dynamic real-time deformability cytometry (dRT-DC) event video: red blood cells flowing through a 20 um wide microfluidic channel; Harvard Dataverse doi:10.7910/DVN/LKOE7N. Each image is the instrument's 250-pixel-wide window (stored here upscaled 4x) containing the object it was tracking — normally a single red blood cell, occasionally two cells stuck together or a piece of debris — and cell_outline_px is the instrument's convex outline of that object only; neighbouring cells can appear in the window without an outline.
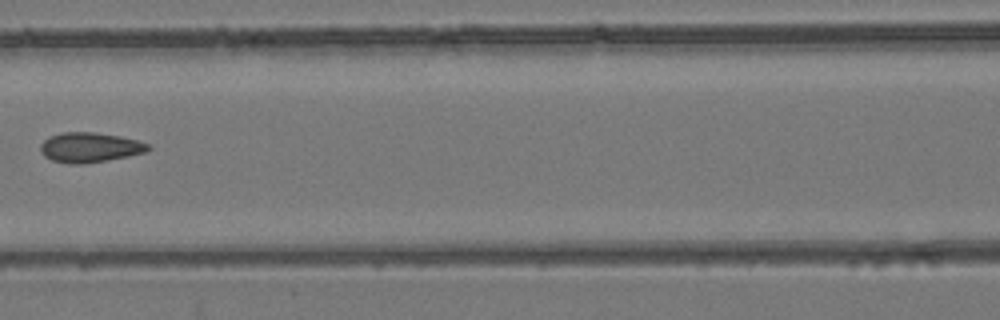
{"species": "common noctule bat (a hibernating species)", "species_latin": "Nyctalus noctula", "temperature_condition": "room temperature", "stored_images_in_passage": 8, "camera_frame_rate_fps": 3000, "um_per_image_px": 0.085, "animal": {"sex": "female", "body_mass_g": 24.6, "forearm_length_mm": 56.2}, "frame": {"image": 1, "passage_image": 7, "time_ms": 7.667, "image_size_px": [1000, 320], "cell_outline_px": [[152, 148], [144, 152], [128, 156], [108, 160], [84, 164], [68, 164], [52, 160], [44, 156], [40, 152], [40, 144], [48, 136], [60, 132], [92, 132], [120, 136], [152, 144]], "centroid_in_image_um": [7.61, 12.53], "position_along_channel_um": 159.0, "area_um2": 18.96}}